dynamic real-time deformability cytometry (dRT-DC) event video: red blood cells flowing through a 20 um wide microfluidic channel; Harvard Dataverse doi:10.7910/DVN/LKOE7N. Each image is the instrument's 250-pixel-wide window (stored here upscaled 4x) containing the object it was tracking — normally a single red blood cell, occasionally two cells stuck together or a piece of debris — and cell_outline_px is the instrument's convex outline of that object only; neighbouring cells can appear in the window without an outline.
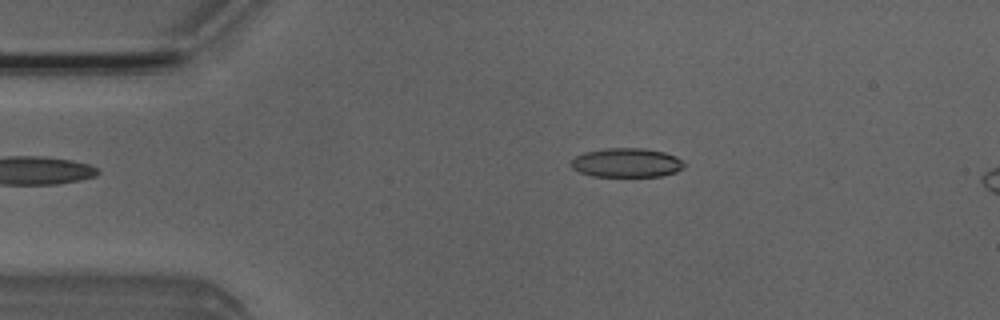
{"species": "Egyptian fruit bat (a non-hibernating species)", "species_latin": "Rousettus aegyptiacus", "temperature_condition": "room temperature", "stored_images_in_passage": 3, "camera_frame_rate_fps": 3000, "um_per_image_px": 0.085, "animal": {"sex": "male"}, "frame": {"image": 1, "passage_image": 2, "time_ms": 1.0, "image_size_px": [1000, 320], "cell_outline_px": [[684, 168], [676, 172], [660, 176], [592, 176], [580, 172], [572, 168], [568, 160], [584, 152], [604, 148], [644, 148], [664, 152], [676, 156], [684, 164]], "centroid_in_image_um": [53.22, 13.82], "position_along_channel_um": 31.8, "area_um2": 19.31}}
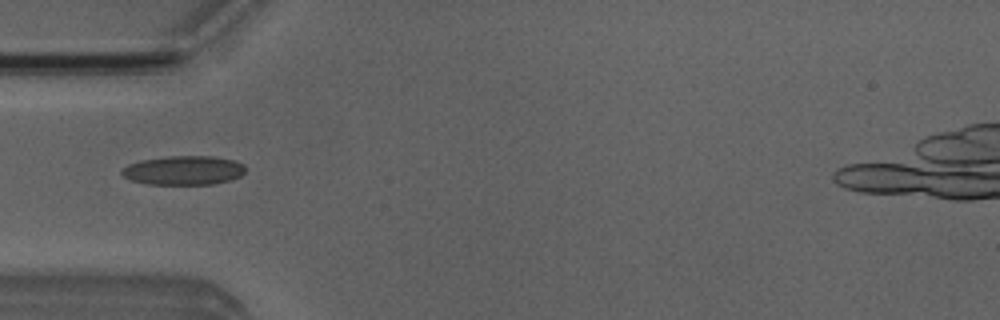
{"frame": {"image": 2, "passage_image": 3, "time_ms": 3.0, "image_size_px": [1000, 320], "cell_outline_px": [[244, 172], [240, 176], [232, 180], [216, 184], [148, 184], [132, 180], [124, 176], [120, 172], [128, 164], [140, 160], [168, 156], [212, 156], [232, 160], [244, 164]], "centroid_in_image_um": [15.62, 14.48], "position_along_channel_um": 69.4, "area_um2": 20.92}}